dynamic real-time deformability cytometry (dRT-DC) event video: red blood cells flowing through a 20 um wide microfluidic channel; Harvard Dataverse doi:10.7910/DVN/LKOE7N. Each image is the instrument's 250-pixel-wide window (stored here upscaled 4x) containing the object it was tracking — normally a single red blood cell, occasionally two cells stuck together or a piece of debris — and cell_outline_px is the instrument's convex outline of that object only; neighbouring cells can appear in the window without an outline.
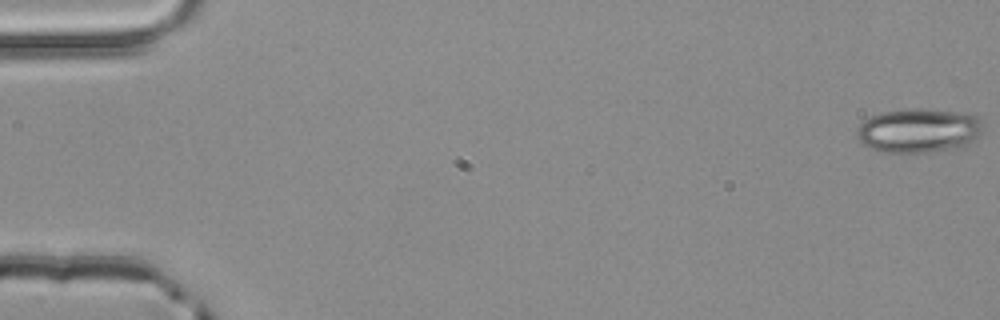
{"species": "common noctule bat (a hibernating species)", "species_latin": "Nyctalus noctula", "temperature_condition": "room temperature", "stored_images_in_passage": 54, "camera_frame_rate_fps": 3000, "um_per_image_px": 0.085, "animal": {"sex": "male", "body_mass_g": 20.4}, "frame": {"image": 1, "passage_image": 1, "time_ms": 0.0, "image_size_px": [1000, 320], "cell_outline_px": [[984, 128], [980, 136], [968, 144], [956, 148], [924, 152], [884, 152], [868, 148], [856, 136], [856, 128], [864, 120], [880, 112], [908, 108], [920, 108], [960, 112], [976, 116], [984, 124]], "centroid_in_image_um": [78.09, 11.08], "position_along_channel_um": 6.9, "area_um2": 32.77}}
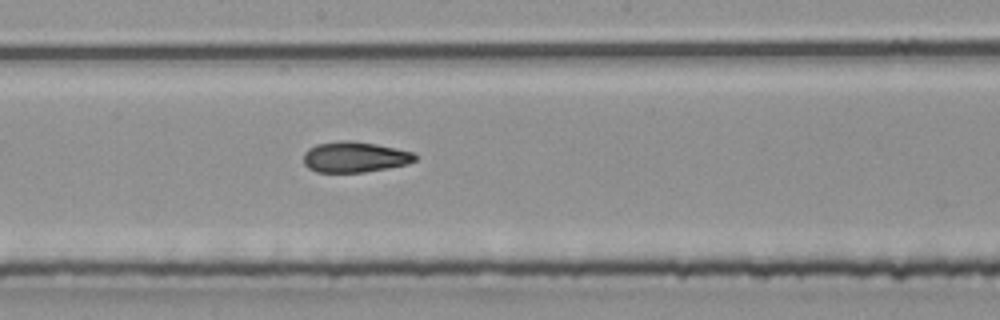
{"frame": {"image": 2, "passage_image": 30, "time_ms": 9.667, "image_size_px": [1000, 320], "cell_outline_px": [[416, 160], [408, 164], [364, 172], [316, 172], [308, 168], [304, 164], [304, 152], [308, 148], [316, 144], [344, 140], [348, 140], [376, 144], [396, 148], [412, 152], [416, 156]], "centroid_in_image_um": [30.13, 13.34], "position_along_channel_um": 218.1, "area_um2": 19.88}}
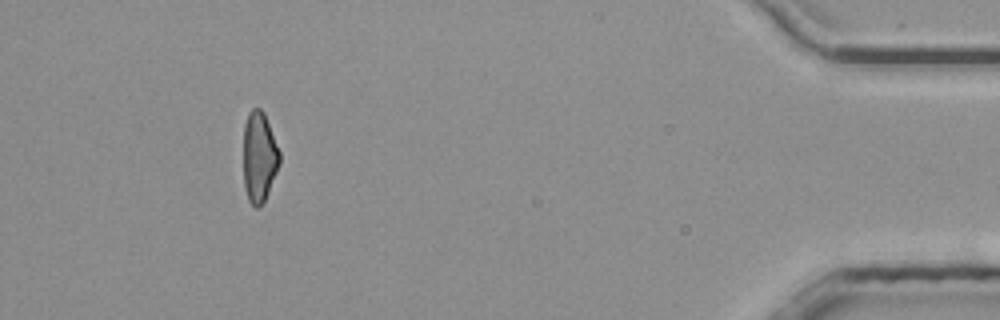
{"frame": {"image": 3, "passage_image": 50, "time_ms": 16.333, "image_size_px": [1000, 320], "cell_outline_px": [[280, 164], [264, 204], [256, 208], [248, 200], [244, 188], [244, 124], [248, 112], [252, 108], [260, 108], [264, 112], [280, 152]], "centroid_in_image_um": [22.04, 13.36], "position_along_channel_um": 413.2, "area_um2": 19.31}, "authors_computed_cell_mechanics": {"area_um2": 20.5768, "velocity_mm_per_s": 3.9338, "shape_relaxation_time_tau1_ms": null, "shape_relaxation_time_tau2_ms": 3.7528, "deformation_change_tau1": null, "deformation_change_tau2": 0.1241}}